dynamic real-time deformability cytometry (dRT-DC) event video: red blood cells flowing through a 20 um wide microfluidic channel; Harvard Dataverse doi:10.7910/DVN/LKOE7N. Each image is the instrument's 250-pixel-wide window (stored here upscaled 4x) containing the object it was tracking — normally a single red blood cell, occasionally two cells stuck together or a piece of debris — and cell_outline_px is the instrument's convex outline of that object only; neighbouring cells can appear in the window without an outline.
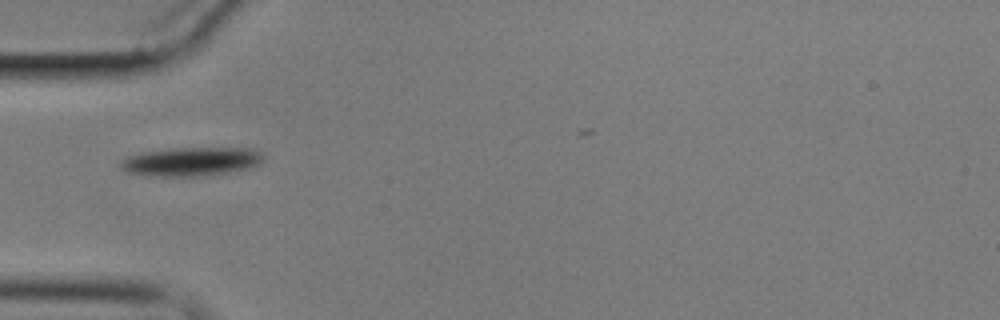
{"species": "common noctule bat (a hibernating species)", "species_latin": "Nyctalus noctula", "temperature_condition": "cold", "stored_images_in_passage": 9, "camera_frame_rate_fps": 3000, "um_per_image_px": 0.085, "animal": {"sex": "male", "body_mass_g": 17.9}, "frame": {"image": 1, "passage_image": 1, "time_ms": 0.0, "image_size_px": [1000, 320], "cell_outline_px": [[264, 160], [260, 164], [248, 168], [224, 172], [196, 176], [168, 176], [128, 172], [120, 168], [120, 160], [124, 156], [144, 152], [172, 148], [252, 148], [260, 152], [264, 156]], "centroid_in_image_um": [16.25, 13.71], "position_along_channel_um": 68.7, "area_um2": 23.64}}
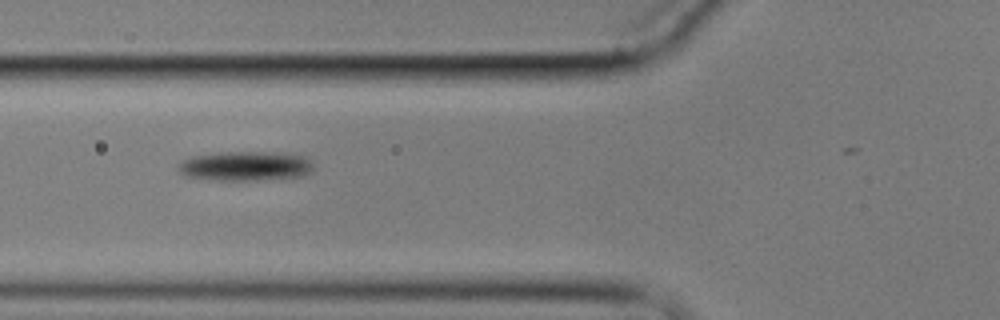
{"frame": {"image": 2, "passage_image": 5, "time_ms": 1.333, "image_size_px": [1000, 320], "cell_outline_px": [[312, 172], [300, 176], [256, 180], [216, 180], [184, 176], [176, 168], [184, 160], [192, 156], [224, 152], [264, 152], [308, 156], [312, 164]], "centroid_in_image_um": [20.85, 14.11], "position_along_channel_um": 104.9, "area_um2": 23.06}}